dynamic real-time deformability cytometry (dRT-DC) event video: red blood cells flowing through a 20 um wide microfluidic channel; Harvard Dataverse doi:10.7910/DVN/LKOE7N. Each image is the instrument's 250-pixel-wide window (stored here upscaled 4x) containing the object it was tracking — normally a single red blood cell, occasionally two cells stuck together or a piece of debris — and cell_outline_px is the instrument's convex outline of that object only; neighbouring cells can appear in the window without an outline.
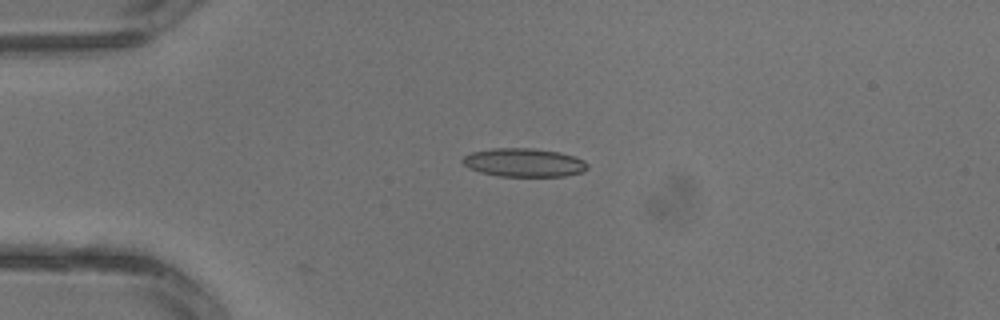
{"species": "common noctule bat (a hibernating species)", "species_latin": "Nyctalus noctula", "temperature_condition": "warm", "stored_images_in_passage": 3, "camera_frame_rate_fps": 3000, "um_per_image_px": 0.085, "animal": {"sex": "male", "body_mass_g": 13.3}, "frame": {"image": 1, "passage_image": 3, "time_ms": 0.667, "image_size_px": [1000, 320], "cell_outline_px": [[588, 168], [584, 172], [564, 176], [500, 176], [480, 172], [468, 168], [460, 160], [464, 156], [472, 152], [492, 148], [532, 148], [560, 152], [584, 160], [588, 164]], "centroid_in_image_um": [44.53, 13.82], "position_along_channel_um": 40.5, "area_um2": 20.81}}